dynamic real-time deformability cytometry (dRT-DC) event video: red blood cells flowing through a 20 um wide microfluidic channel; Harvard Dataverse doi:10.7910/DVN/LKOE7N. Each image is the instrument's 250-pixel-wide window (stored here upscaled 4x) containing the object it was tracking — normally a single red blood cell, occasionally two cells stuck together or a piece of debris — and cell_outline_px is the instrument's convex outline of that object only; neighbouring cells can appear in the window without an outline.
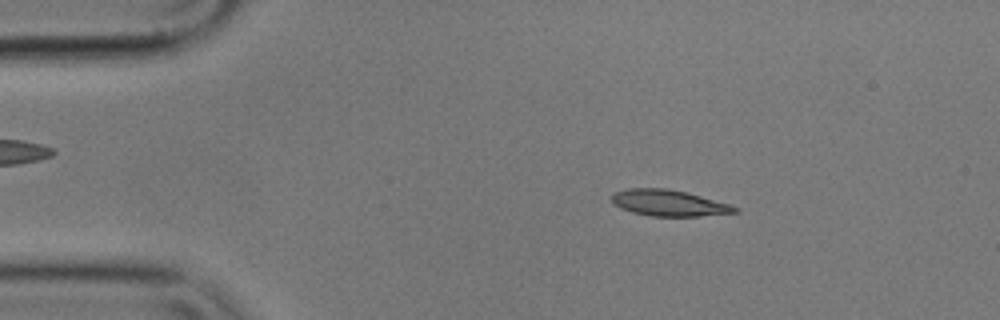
{"species": "common noctule bat (a hibernating species)", "species_latin": "Nyctalus noctula", "temperature_condition": "cold", "stored_images_in_passage": 54, "camera_frame_rate_fps": 3000, "um_per_image_px": 0.085, "animal": {"sex": "male", "body_mass_g": 17.9}, "frame": {"image": 1, "passage_image": 7, "time_ms": 2.0, "image_size_px": [1000, 320], "cell_outline_px": [[740, 212], [696, 216], [648, 216], [632, 212], [620, 208], [612, 204], [612, 192], [628, 188], [668, 188], [700, 196], [728, 204], [740, 208]], "centroid_in_image_um": [56.8, 17.25], "position_along_channel_um": 28.2, "area_um2": 18.79}}
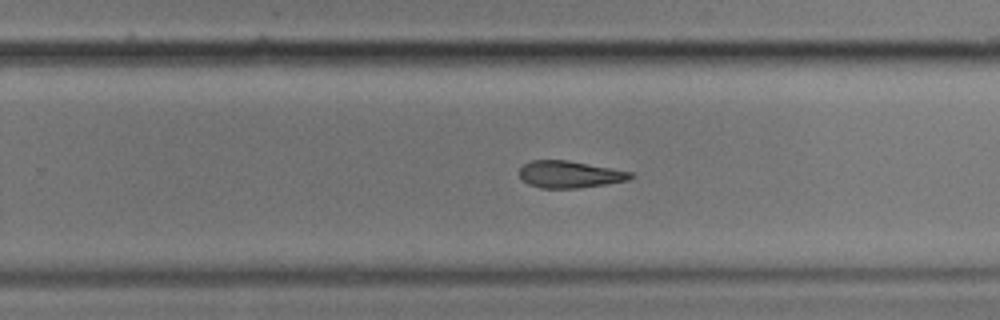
{"frame": {"image": 2, "passage_image": 33, "time_ms": 10.667, "image_size_px": [1000, 320], "cell_outline_px": [[636, 176], [628, 180], [580, 188], [540, 188], [528, 184], [520, 176], [520, 168], [524, 164], [532, 160], [568, 160], [612, 168], [632, 172]], "centroid_in_image_um": [48.44, 14.82], "position_along_channel_um": 281.4, "area_um2": 17.46}}
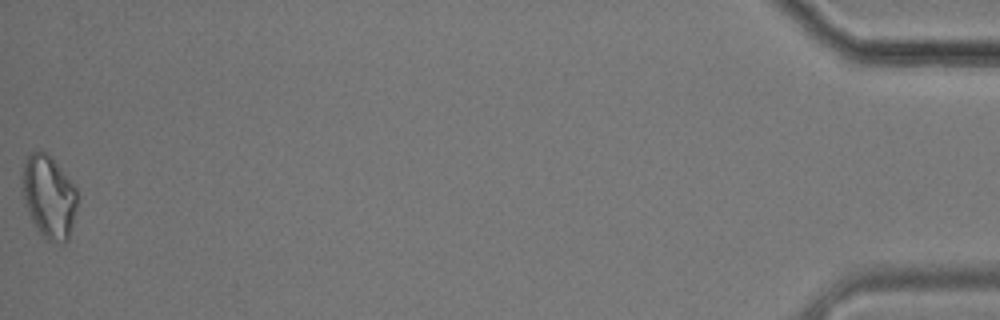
{"frame": {"image": 3, "passage_image": 54, "time_ms": 17.667, "image_size_px": [1000, 320], "cell_outline_px": [[76, 208], [68, 240], [60, 244], [48, 240], [40, 232], [32, 220], [24, 204], [20, 192], [20, 176], [24, 160], [32, 152], [40, 148], [60, 168], [76, 188]], "centroid_in_image_um": [4.09, 16.7], "position_along_channel_um": 431.1, "area_um2": 26.65}, "authors_computed_cell_mechanics": {"area_um2": 18.6405, "velocity_mm_per_s": 3.5283, "shape_relaxation_time_tau1_ms": null, "shape_relaxation_time_tau2_ms": 3.6567, "deformation_change_tau1": null, "deformation_change_tau2": 0.1187}}